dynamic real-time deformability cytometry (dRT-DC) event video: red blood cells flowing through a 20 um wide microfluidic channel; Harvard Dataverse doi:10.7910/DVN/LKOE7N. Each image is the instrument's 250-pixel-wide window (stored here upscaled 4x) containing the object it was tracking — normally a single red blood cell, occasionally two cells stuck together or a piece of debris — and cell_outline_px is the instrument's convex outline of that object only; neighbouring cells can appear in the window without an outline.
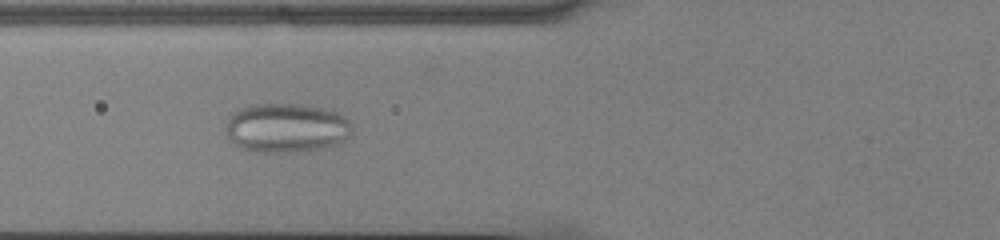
{"species": "common noctule bat (a hibernating species)", "species_latin": "Nyctalus noctula", "temperature_condition": "cold", "stored_images_in_passage": 36, "camera_frame_rate_fps": 3000, "um_per_image_px": 0.085, "animal": {"sex": "male", "body_mass_g": 13.0, "forearm_length_mm": 53.1}, "frame": {"image": 1, "passage_image": 6, "time_ms": 1.667, "image_size_px": [1000, 240], "cell_outline_px": [[352, 136], [336, 144], [320, 148], [280, 152], [260, 152], [244, 148], [236, 144], [228, 136], [228, 120], [240, 108], [252, 104], [292, 104], [324, 108], [336, 112], [344, 116], [348, 120], [352, 128]], "centroid_in_image_um": [24.4, 10.86], "position_along_channel_um": 101.4, "area_um2": 35.49}}
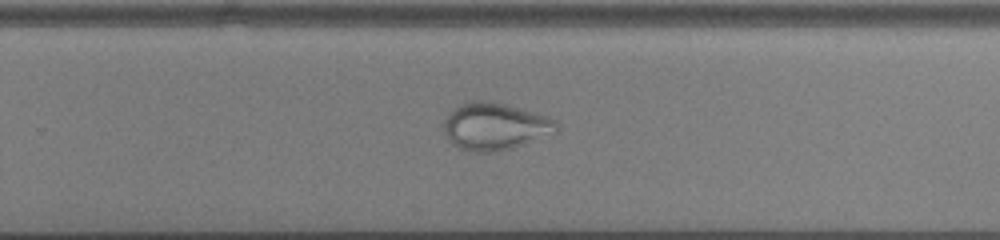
{"frame": {"image": 2, "passage_image": 21, "time_ms": 6.667, "image_size_px": [1000, 240], "cell_outline_px": [[556, 132], [512, 148], [492, 152], [472, 152], [460, 148], [452, 144], [448, 140], [444, 132], [444, 120], [448, 112], [452, 108], [460, 104], [472, 100], [492, 100], [508, 104], [548, 116], [556, 124]], "centroid_in_image_um": [42.01, 10.72], "position_along_channel_um": 287.8, "area_um2": 31.15}}